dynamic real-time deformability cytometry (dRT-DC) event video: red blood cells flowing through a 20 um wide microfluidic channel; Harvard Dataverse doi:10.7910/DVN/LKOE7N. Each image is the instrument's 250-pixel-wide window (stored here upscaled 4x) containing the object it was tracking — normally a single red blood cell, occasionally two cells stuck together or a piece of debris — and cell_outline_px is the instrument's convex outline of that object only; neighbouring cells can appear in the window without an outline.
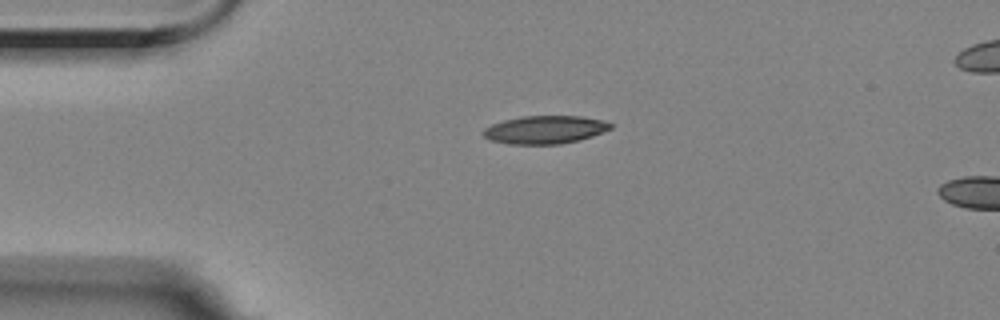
{"species": "Egyptian fruit bat (a non-hibernating species)", "species_latin": "Rousettus aegyptiacus", "temperature_condition": "room temperature", "stored_images_in_passage": 5, "camera_frame_rate_fps": 3000, "um_per_image_px": 0.085, "animal": {"sex": "female"}, "frame": {"image": 1, "passage_image": 1, "time_ms": 0.0, "image_size_px": [1000, 320], "cell_outline_px": [[612, 128], [592, 136], [580, 140], [560, 144], [508, 144], [492, 140], [484, 136], [480, 132], [484, 128], [492, 124], [504, 120], [520, 116], [580, 116], [604, 120], [612, 124]], "centroid_in_image_um": [46.31, 11.02], "position_along_channel_um": 38.7, "area_um2": 20.87}}